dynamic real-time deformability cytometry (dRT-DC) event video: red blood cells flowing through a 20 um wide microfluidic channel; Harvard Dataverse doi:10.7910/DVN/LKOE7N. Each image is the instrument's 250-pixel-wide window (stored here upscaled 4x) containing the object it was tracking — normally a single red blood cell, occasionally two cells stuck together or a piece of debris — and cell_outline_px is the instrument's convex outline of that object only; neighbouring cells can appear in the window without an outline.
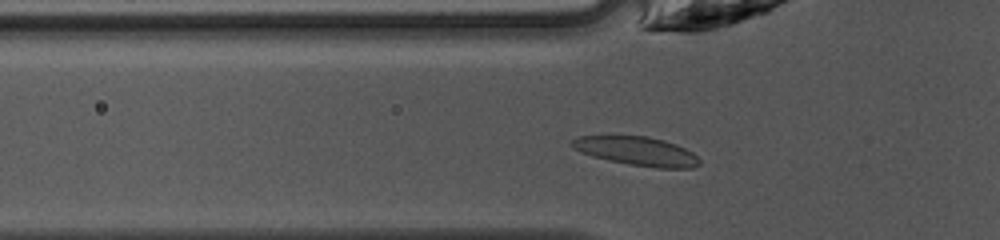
{"species": "common noctule bat (a hibernating species)", "species_latin": "Nyctalus noctula", "temperature_condition": "warm", "stored_images_in_passage": 36, "camera_frame_rate_fps": 3000, "um_per_image_px": 0.085, "animal": {"sex": "female", "body_mass_g": 10.0, "forearm_length_mm": 53.1}, "frame": {"image": 1, "passage_image": 4, "time_ms": 1.0, "image_size_px": [1000, 240], "cell_outline_px": [[700, 164], [692, 168], [656, 168], [628, 164], [592, 156], [580, 152], [572, 148], [572, 140], [580, 136], [648, 136], [664, 140], [676, 144], [692, 152], [700, 160]], "centroid_in_image_um": [54.15, 12.85], "position_along_channel_um": 71.6, "area_um2": 21.33}}
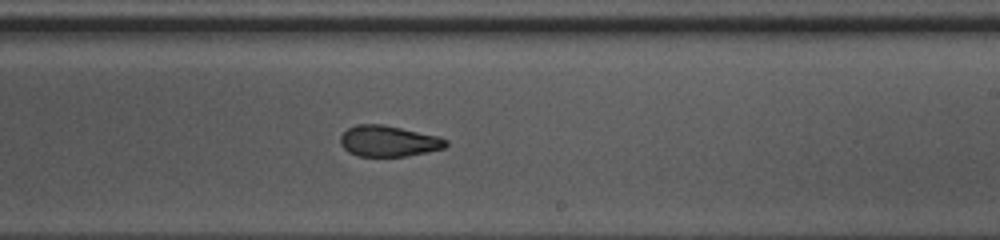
{"frame": {"image": 2, "passage_image": 17, "time_ms": 5.333, "image_size_px": [1000, 240], "cell_outline_px": [[448, 144], [444, 148], [428, 152], [404, 156], [356, 156], [348, 152], [340, 144], [340, 136], [348, 128], [356, 124], [384, 124], [440, 136], [448, 140]], "centroid_in_image_um": [33.03, 11.98], "position_along_channel_um": 256.0, "area_um2": 19.25}}
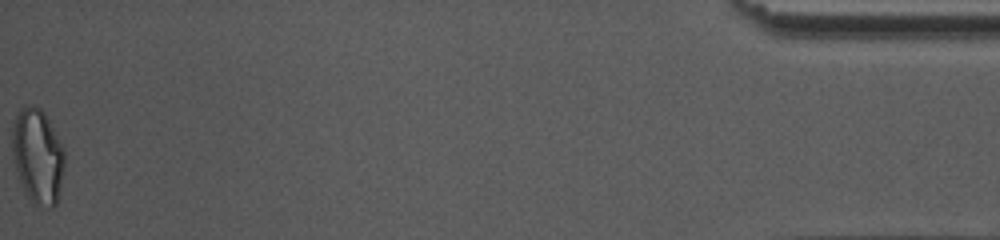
{"frame": {"image": 3, "passage_image": 36, "time_ms": 11.667, "image_size_px": [1000, 240], "cell_outline_px": [[64, 168], [60, 188], [56, 204], [52, 208], [48, 208], [36, 204], [24, 192], [12, 156], [12, 132], [16, 116], [20, 108], [24, 104], [32, 104], [40, 108], [44, 112], [64, 148]], "centroid_in_image_um": [3.2, 13.24], "position_along_channel_um": 432.0, "area_um2": 28.9}, "authors_computed_cell_mechanics": {"area_um2": 20.2878, "velocity_mm_per_s": 4.2255, "shape_relaxation_time_tau1_ms": 5.0241, "shape_relaxation_time_tau2_ms": 1.9796, "deformation_change_tau1": 0.1996, "deformation_change_tau2": 0.0881}}